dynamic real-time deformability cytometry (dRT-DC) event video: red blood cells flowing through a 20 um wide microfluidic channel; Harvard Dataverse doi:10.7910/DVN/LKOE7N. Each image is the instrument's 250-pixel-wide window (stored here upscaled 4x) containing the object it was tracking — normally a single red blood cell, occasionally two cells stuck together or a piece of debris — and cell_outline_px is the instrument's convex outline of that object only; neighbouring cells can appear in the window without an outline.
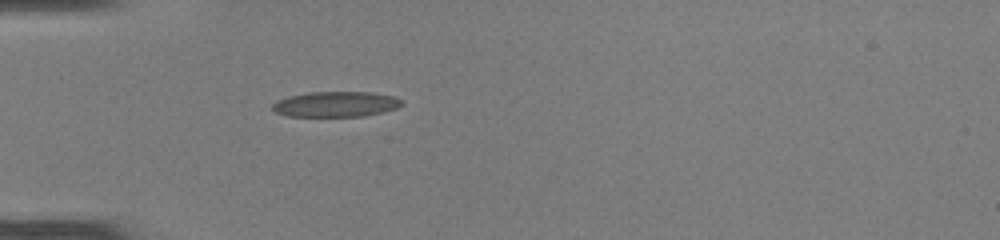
{"species": "common noctule bat (a hibernating species)", "species_latin": "Nyctalus noctula", "temperature_condition": "room temperature", "stored_images_in_passage": 37, "camera_frame_rate_fps": 3000, "um_per_image_px": 0.085, "animal": {"sex": "female", "body_mass_g": 22.0, "forearm_length_mm": 56.7}, "frame": {"image": 1, "passage_image": 1, "time_ms": 0.0, "image_size_px": [1000, 240], "cell_outline_px": [[404, 104], [396, 108], [364, 116], [288, 116], [276, 112], [272, 108], [272, 104], [276, 100], [288, 96], [308, 92], [372, 92], [396, 96], [404, 100]], "centroid_in_image_um": [28.57, 8.84], "position_along_channel_um": 56.4, "area_um2": 19.25}}
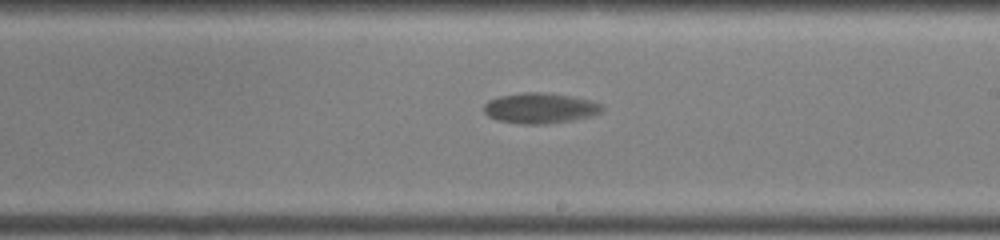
{"frame": {"image": 2, "passage_image": 16, "time_ms": 5.0, "image_size_px": [1000, 240], "cell_outline_px": [[604, 108], [600, 112], [592, 116], [572, 120], [544, 124], [524, 124], [496, 120], [488, 116], [484, 112], [484, 104], [488, 100], [500, 96], [524, 92], [540, 92], [572, 96], [588, 100], [600, 104]], "centroid_in_image_um": [45.87, 9.19], "position_along_channel_um": 243.1, "area_um2": 20.87}}
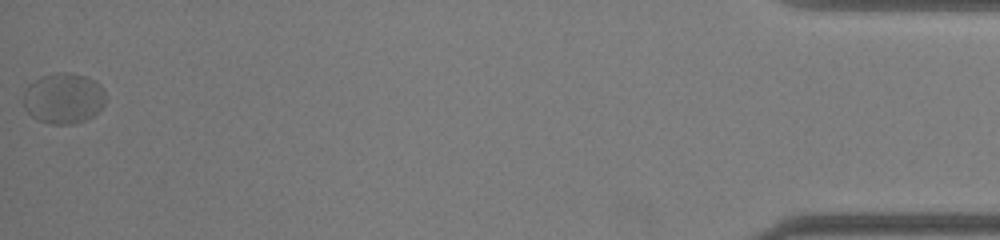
{"frame": {"image": 3, "passage_image": 37, "time_ms": 12.0, "image_size_px": [1000, 240], "cell_outline_px": [[104, 104], [88, 120], [72, 124], [48, 124], [36, 120], [24, 108], [24, 92], [28, 84], [40, 76], [56, 72], [72, 72], [96, 80], [100, 84], [104, 92]], "centroid_in_image_um": [5.38, 8.35], "position_along_channel_um": 429.8, "area_um2": 24.57}}